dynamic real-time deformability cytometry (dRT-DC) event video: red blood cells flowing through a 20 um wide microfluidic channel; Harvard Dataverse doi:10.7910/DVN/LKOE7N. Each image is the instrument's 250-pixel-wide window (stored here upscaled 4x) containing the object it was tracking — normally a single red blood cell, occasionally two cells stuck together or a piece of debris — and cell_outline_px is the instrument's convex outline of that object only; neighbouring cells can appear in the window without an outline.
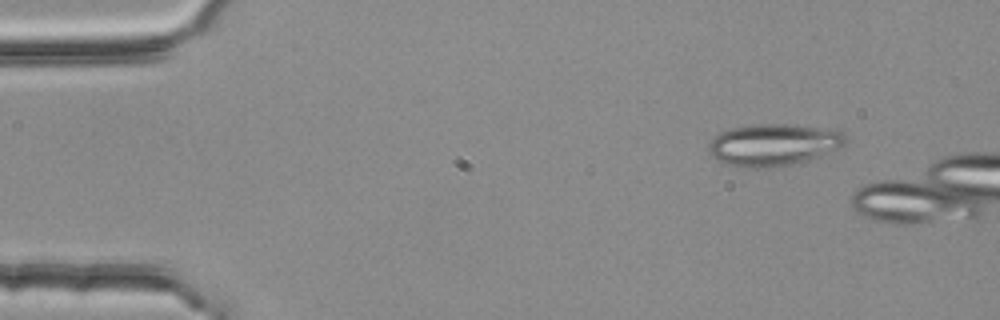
{"species": "common noctule bat (a hibernating species)", "species_latin": "Nyctalus noctula", "temperature_condition": "room temperature", "stored_images_in_passage": 2, "camera_frame_rate_fps": 3000, "um_per_image_px": 0.085, "animal": {"sex": "female", "body_mass_g": 25.1}, "frame": {"image": 1, "passage_image": 1, "time_ms": 0.0, "image_size_px": [1000, 320], "cell_outline_px": [[848, 140], [840, 148], [792, 164], [768, 168], [748, 168], [728, 164], [712, 156], [708, 152], [708, 144], [720, 132], [732, 128], [756, 124], [788, 124], [840, 128], [844, 132]], "centroid_in_image_um": [65.81, 12.28], "position_along_channel_um": 19.2, "area_um2": 33.64}}